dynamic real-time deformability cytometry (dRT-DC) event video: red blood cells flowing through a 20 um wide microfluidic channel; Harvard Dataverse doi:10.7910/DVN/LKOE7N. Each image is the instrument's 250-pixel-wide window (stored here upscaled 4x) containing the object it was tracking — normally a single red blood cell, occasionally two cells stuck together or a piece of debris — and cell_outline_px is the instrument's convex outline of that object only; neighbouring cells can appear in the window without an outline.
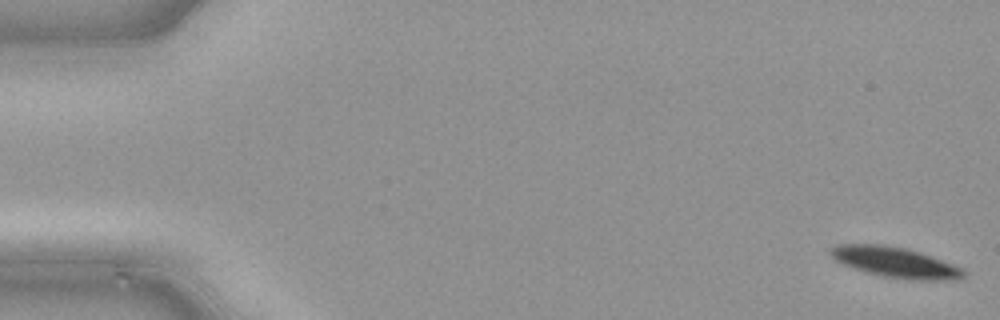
{"species": "common noctule bat (a hibernating species)", "species_latin": "Nyctalus noctula", "temperature_condition": "cold", "stored_images_in_passage": 50, "camera_frame_rate_fps": 3000, "um_per_image_px": 0.085, "animal": {"sex": "male", "body_mass_g": 21.5, "forearm_length_mm": 52.0}, "frame": {"image": 1, "passage_image": 1, "time_ms": 0.0, "image_size_px": [1000, 320], "cell_outline_px": [[964, 276], [952, 280], [920, 280], [884, 276], [868, 272], [844, 264], [836, 260], [832, 256], [832, 248], [836, 244], [884, 244], [908, 248], [920, 252], [960, 268], [964, 272]], "centroid_in_image_um": [76.09, 22.27], "position_along_channel_um": 8.9, "area_um2": 22.89}}
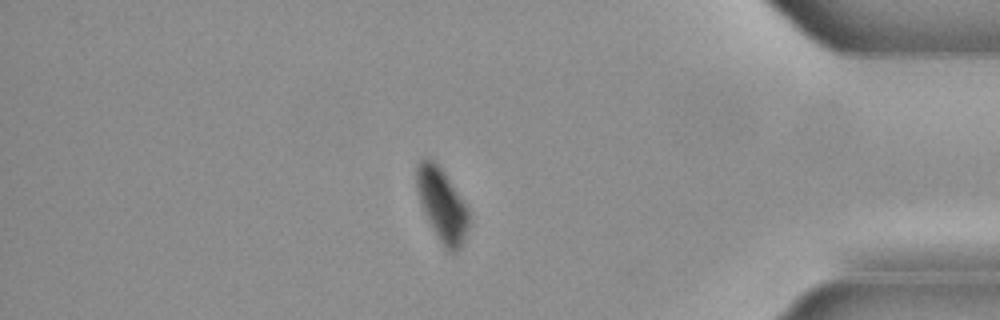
{"frame": {"image": 2, "passage_image": 42, "time_ms": 13.667, "image_size_px": [1000, 320], "cell_outline_px": [[472, 224], [460, 248], [456, 252], [448, 252], [444, 248], [432, 228], [420, 204], [416, 188], [416, 164], [424, 156], [428, 156], [444, 172], [468, 208], [472, 220]], "centroid_in_image_um": [37.59, 17.43], "position_along_channel_um": 397.6, "area_um2": 22.66}}